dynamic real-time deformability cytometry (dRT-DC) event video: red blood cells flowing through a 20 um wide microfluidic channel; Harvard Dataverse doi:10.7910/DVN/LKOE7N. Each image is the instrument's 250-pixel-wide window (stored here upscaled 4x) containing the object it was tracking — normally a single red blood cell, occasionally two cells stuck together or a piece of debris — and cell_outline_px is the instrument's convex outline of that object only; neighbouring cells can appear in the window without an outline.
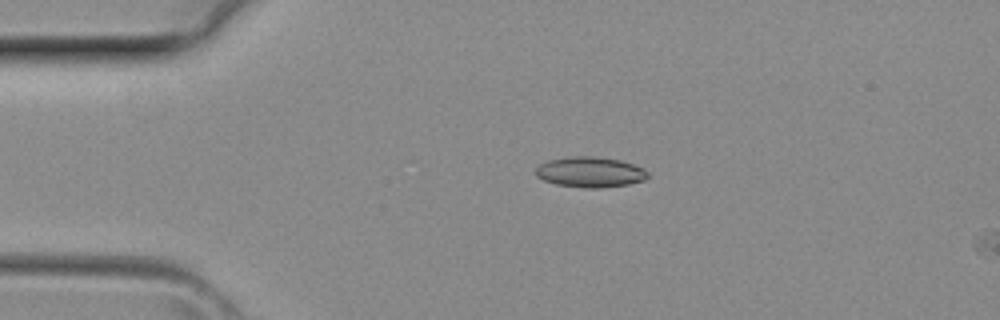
{"species": "common noctule bat (a hibernating species)", "species_latin": "Nyctalus noctula", "temperature_condition": "room temperature", "stored_images_in_passage": 4, "camera_frame_rate_fps": 3000, "um_per_image_px": 0.085, "animal": {"sex": "female", "body_mass_g": 29.2, "forearm_length_mm": 56.3}, "frame": {"image": 1, "passage_image": 3, "time_ms": 0.667, "image_size_px": [1000, 320], "cell_outline_px": [[648, 176], [644, 180], [628, 184], [600, 188], [584, 188], [556, 184], [544, 180], [536, 176], [536, 168], [540, 164], [548, 160], [572, 156], [592, 156], [620, 160], [644, 168], [648, 172]], "centroid_in_image_um": [50.16, 14.63], "position_along_channel_um": 34.8, "area_um2": 19.83}}